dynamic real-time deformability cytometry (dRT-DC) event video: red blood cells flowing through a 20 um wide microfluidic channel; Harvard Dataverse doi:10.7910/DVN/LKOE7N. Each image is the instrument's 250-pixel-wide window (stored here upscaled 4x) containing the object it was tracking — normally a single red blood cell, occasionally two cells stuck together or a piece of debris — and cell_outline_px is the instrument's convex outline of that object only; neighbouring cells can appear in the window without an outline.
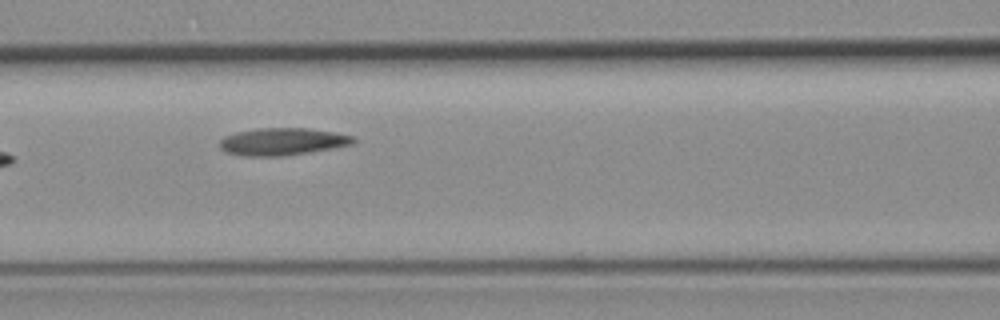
{"species": "common noctule bat (a hibernating species)", "species_latin": "Nyctalus noctula", "temperature_condition": "room temperature", "stored_images_in_passage": 5, "camera_frame_rate_fps": 3000, "um_per_image_px": 0.085, "animal": {"sex": "female", "body_mass_g": 19.3, "forearm_length_mm": 54.1}, "frame": {"image": 1, "passage_image": 3, "time_ms": 2.333, "image_size_px": [1000, 320], "cell_outline_px": [[356, 140], [352, 144], [332, 148], [308, 152], [280, 156], [244, 156], [228, 152], [220, 148], [220, 140], [224, 136], [236, 132], [256, 128], [308, 128], [332, 132], [352, 136]], "centroid_in_image_um": [23.97, 12.03], "position_along_channel_um": 142.6, "area_um2": 21.04}}
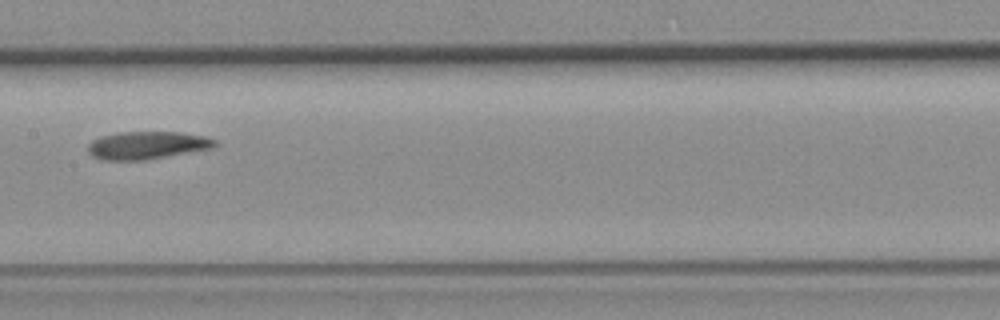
{"frame": {"image": 2, "passage_image": 4, "time_ms": 3.667, "image_size_px": [1000, 320], "cell_outline_px": [[216, 148], [144, 160], [104, 160], [92, 156], [88, 152], [88, 144], [92, 140], [100, 136], [116, 132], [180, 132], [204, 136], [216, 140]], "centroid_in_image_um": [12.5, 12.34], "position_along_channel_um": 194.9, "area_um2": 20.69}}
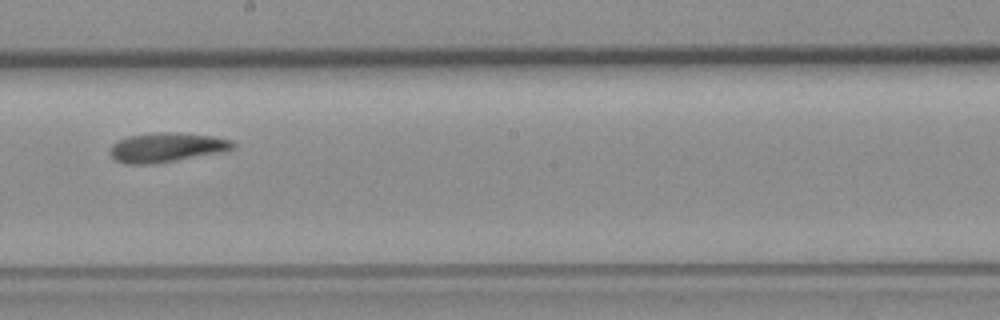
{"frame": {"image": 3, "passage_image": 5, "time_ms": 4.667, "image_size_px": [1000, 320], "cell_outline_px": [[236, 148], [224, 152], [148, 164], [128, 164], [116, 160], [112, 156], [112, 144], [128, 136], [160, 132], [176, 132], [212, 136], [232, 140], [236, 144]], "centroid_in_image_um": [14.23, 12.52], "position_along_channel_um": 234.0, "area_um2": 20.75}}